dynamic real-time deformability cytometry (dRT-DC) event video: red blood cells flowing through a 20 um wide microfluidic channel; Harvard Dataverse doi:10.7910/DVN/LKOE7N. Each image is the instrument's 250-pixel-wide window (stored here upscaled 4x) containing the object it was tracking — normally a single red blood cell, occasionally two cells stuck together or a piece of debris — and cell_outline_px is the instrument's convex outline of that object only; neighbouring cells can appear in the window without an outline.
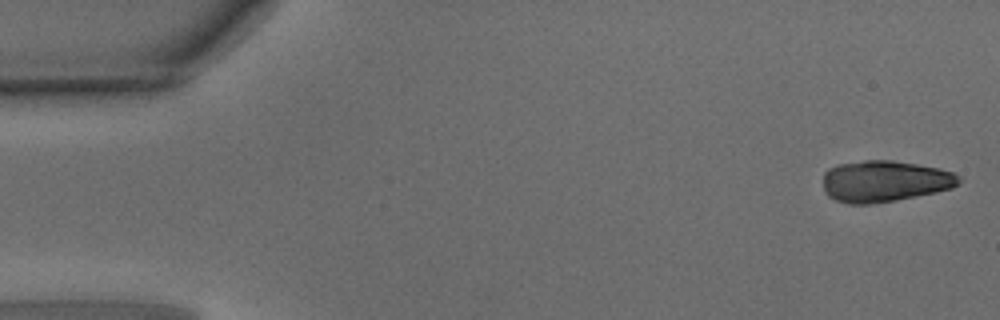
{"species": "common noctule bat (a hibernating species)", "species_latin": "Nyctalus noctula", "temperature_condition": "warm", "stored_images_in_passage": 47, "camera_frame_rate_fps": 3000, "um_per_image_px": 0.085, "animal": {"sex": "male", "body_mass_g": 15.6}, "frame": {"image": 1, "passage_image": 1, "time_ms": 0.0, "image_size_px": [1000, 320], "cell_outline_px": [[960, 180], [952, 188], [936, 192], [896, 200], [872, 204], [848, 204], [836, 200], [828, 196], [824, 192], [824, 172], [828, 168], [840, 164], [864, 160], [892, 160], [940, 168], [952, 172], [960, 176]], "centroid_in_image_um": [75.17, 15.4], "position_along_channel_um": 9.8, "area_um2": 32.77}}
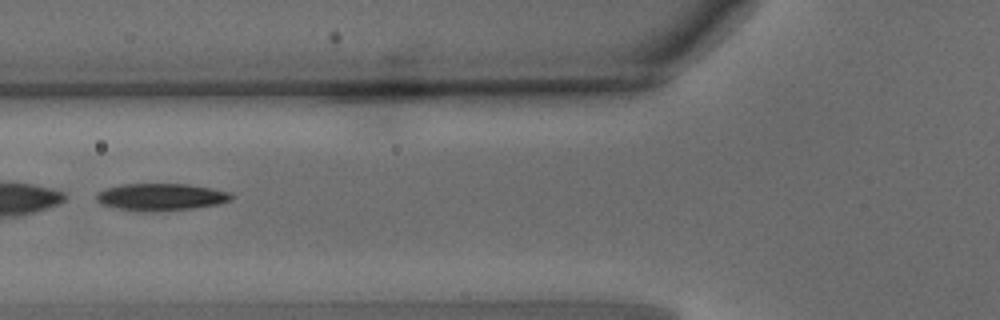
{"frame": {"image": 2, "passage_image": 18, "time_ms": 5.667, "image_size_px": [1000, 320], "cell_outline_px": [[232, 200], [216, 204], [192, 208], [152, 212], [136, 212], [116, 208], [100, 204], [96, 200], [96, 196], [104, 188], [120, 184], [188, 184], [212, 188], [232, 192]], "centroid_in_image_um": [13.65, 16.75], "position_along_channel_um": 112.1, "area_um2": 21.56}}
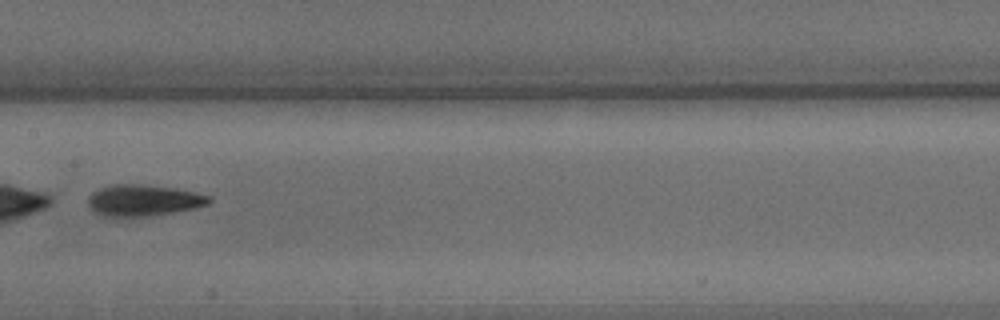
{"frame": {"image": 3, "passage_image": 24, "time_ms": 7.667, "image_size_px": [1000, 320], "cell_outline_px": [[212, 200], [208, 204], [196, 208], [172, 212], [144, 216], [104, 216], [96, 212], [88, 204], [88, 196], [92, 192], [100, 188], [116, 184], [140, 184], [176, 188], [196, 192], [212, 196]], "centroid_in_image_um": [12.23, 17.01], "position_along_channel_um": 195.2, "area_um2": 21.96}}